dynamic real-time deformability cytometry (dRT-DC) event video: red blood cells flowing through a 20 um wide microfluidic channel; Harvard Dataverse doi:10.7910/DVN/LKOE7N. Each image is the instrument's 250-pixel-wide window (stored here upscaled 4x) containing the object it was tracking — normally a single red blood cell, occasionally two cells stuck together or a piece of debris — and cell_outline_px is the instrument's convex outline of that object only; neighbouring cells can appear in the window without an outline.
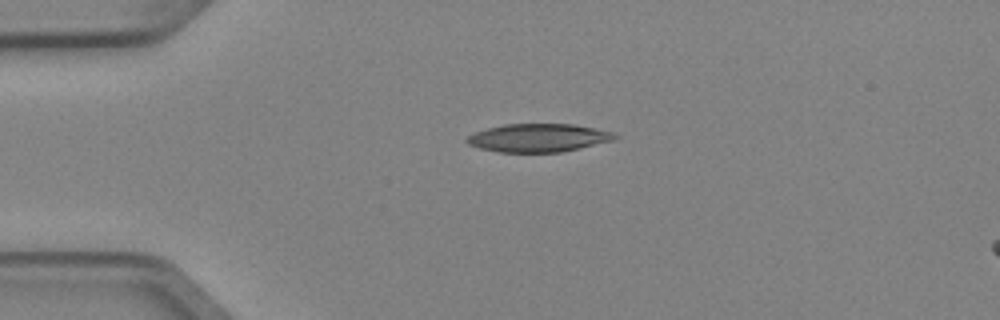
{"species": "Egyptian fruit bat (a non-hibernating species)", "species_latin": "Rousettus aegyptiacus", "temperature_condition": "cold", "stored_images_in_passage": 3, "camera_frame_rate_fps": 3000, "um_per_image_px": 0.085, "animal": {"sex": "female"}, "frame": {"image": 1, "passage_image": 1, "time_ms": 0.0, "image_size_px": [1000, 320], "cell_outline_px": [[620, 136], [616, 140], [560, 152], [500, 152], [480, 148], [468, 144], [464, 140], [468, 136], [476, 132], [488, 128], [504, 124], [572, 124], [596, 128], [612, 132]], "centroid_in_image_um": [45.79, 11.71], "position_along_channel_um": 39.2, "area_um2": 24.28}}
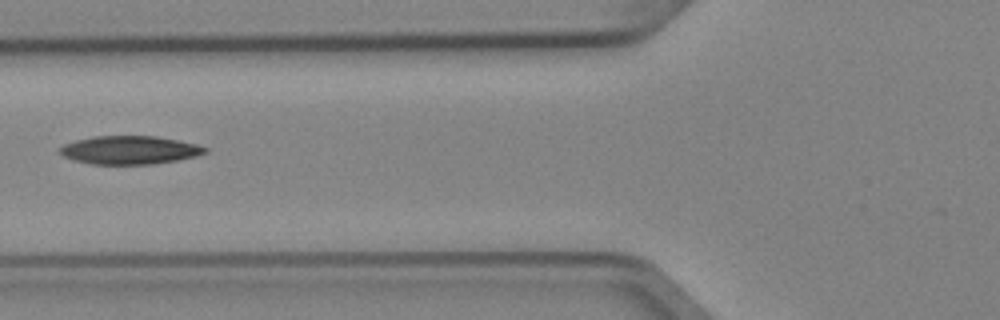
{"frame": {"image": 2, "passage_image": 3, "time_ms": 0.667, "image_size_px": [1000, 320], "cell_outline_px": [[208, 152], [196, 156], [176, 160], [152, 164], [92, 164], [76, 160], [64, 156], [56, 152], [64, 144], [76, 140], [92, 136], [156, 136], [196, 144], [208, 148]], "centroid_in_image_um": [11.01, 12.75], "position_along_channel_um": 114.8, "area_um2": 23.87}}